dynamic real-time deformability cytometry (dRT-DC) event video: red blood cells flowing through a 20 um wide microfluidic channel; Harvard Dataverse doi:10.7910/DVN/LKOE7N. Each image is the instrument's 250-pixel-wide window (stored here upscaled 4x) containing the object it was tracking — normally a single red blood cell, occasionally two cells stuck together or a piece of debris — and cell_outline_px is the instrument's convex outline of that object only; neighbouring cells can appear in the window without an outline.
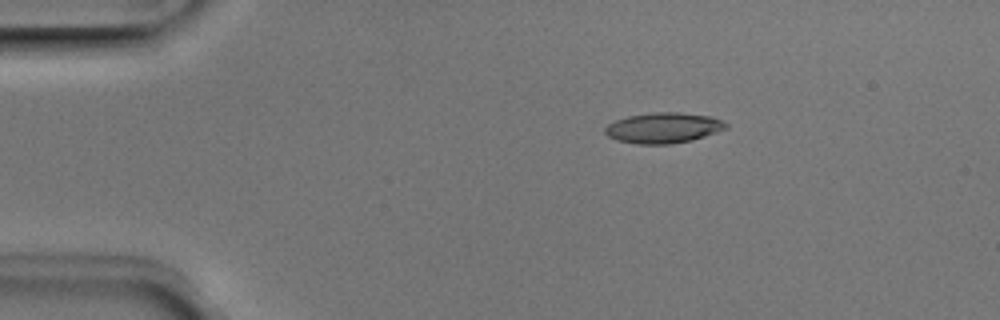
{"species": "Egyptian fruit bat (a non-hibernating species)", "species_latin": "Rousettus aegyptiacus", "temperature_condition": "room temperature", "stored_images_in_passage": 5, "camera_frame_rate_fps": 3000, "um_per_image_px": 0.085, "animal": {"sex": "male"}, "frame": {"image": 1, "passage_image": 3, "time_ms": 0.667, "image_size_px": [1000, 320], "cell_outline_px": [[728, 128], [692, 140], [672, 144], [636, 144], [616, 140], [608, 136], [604, 132], [604, 128], [608, 124], [616, 120], [628, 116], [656, 112], [680, 112], [712, 116], [724, 120], [728, 124]], "centroid_in_image_um": [56.41, 10.86], "position_along_channel_um": 28.6, "area_um2": 21.68}}
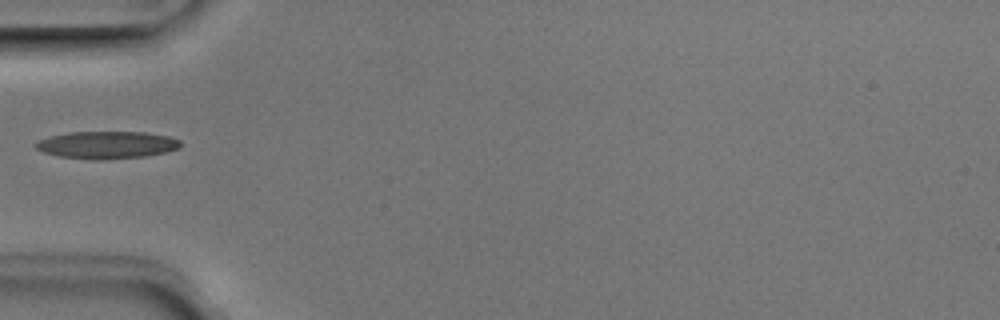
{"frame": {"image": 2, "passage_image": 5, "time_ms": 1.333, "image_size_px": [1000, 320], "cell_outline_px": [[180, 148], [164, 152], [144, 156], [104, 160], [92, 160], [60, 156], [44, 152], [36, 148], [36, 140], [48, 136], [68, 132], [144, 132], [168, 136], [180, 140]], "centroid_in_image_um": [9.05, 12.31], "position_along_channel_um": 75.9, "area_um2": 23.12}}